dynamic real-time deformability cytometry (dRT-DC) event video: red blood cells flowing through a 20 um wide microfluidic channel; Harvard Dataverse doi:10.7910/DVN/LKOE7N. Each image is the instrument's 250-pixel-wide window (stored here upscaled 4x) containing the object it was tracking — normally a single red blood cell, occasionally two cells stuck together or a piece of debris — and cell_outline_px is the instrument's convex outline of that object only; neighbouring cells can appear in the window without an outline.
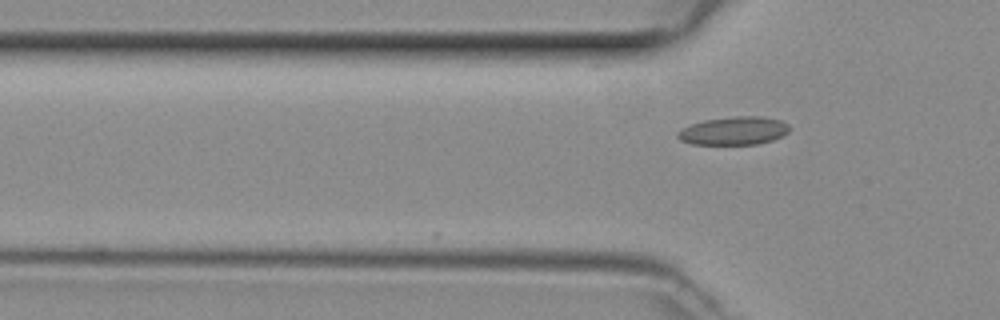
{"species": "common noctule bat (a hibernating species)", "species_latin": "Nyctalus noctula", "temperature_condition": "room temperature", "stored_images_in_passage": 9, "camera_frame_rate_fps": 3000, "um_per_image_px": 0.085, "animal": {"sex": "female", "body_mass_g": 29.2, "forearm_length_mm": 56.3}, "frame": {"image": 1, "passage_image": 9, "time_ms": 2.667, "image_size_px": [1000, 320], "cell_outline_px": [[788, 132], [772, 140], [756, 144], [692, 144], [680, 140], [676, 136], [676, 132], [692, 124], [704, 120], [732, 116], [760, 116], [780, 120], [788, 124]], "centroid_in_image_um": [62.35, 11.11], "position_along_channel_um": 63.5, "area_um2": 18.21}}